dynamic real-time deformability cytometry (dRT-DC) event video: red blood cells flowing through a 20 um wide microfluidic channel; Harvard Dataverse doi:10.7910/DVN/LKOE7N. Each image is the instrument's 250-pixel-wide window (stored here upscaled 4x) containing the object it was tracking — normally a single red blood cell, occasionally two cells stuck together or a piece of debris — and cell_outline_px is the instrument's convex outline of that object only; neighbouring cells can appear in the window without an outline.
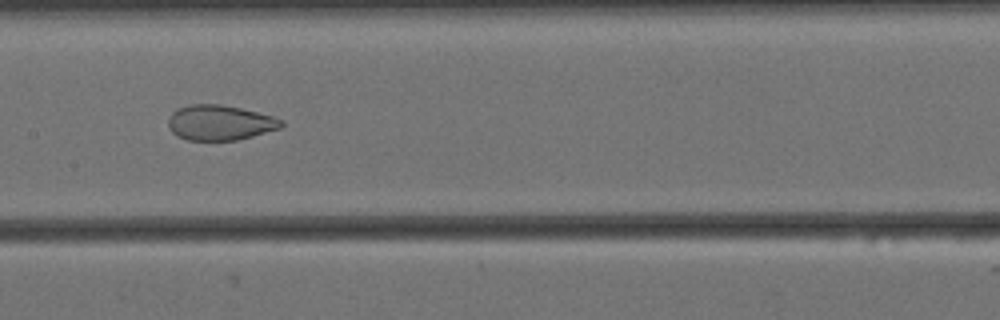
{"species": "Egyptian fruit bat (a non-hibernating species)", "species_latin": "Rousettus aegyptiacus", "temperature_condition": "cold", "stored_images_in_passage": 57, "camera_frame_rate_fps": 3000, "um_per_image_px": 0.085, "animal": {"sex": "female"}, "frame": {"image": 1, "passage_image": 27, "time_ms": 8.667, "image_size_px": [1000, 320], "cell_outline_px": [[284, 124], [280, 128], [252, 136], [236, 140], [188, 140], [176, 136], [168, 128], [168, 120], [172, 112], [176, 108], [192, 104], [220, 104], [240, 108], [272, 116], [284, 120]], "centroid_in_image_um": [18.66, 10.42], "position_along_channel_um": 188.7, "area_um2": 23.18}}
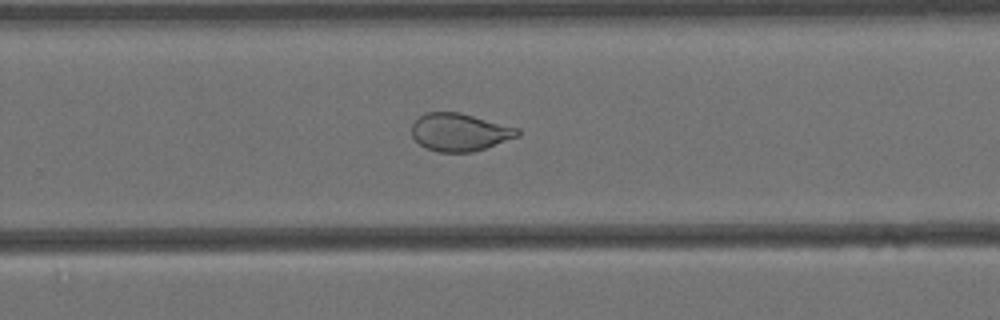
{"frame": {"image": 2, "passage_image": 36, "time_ms": 11.667, "image_size_px": [1000, 320], "cell_outline_px": [[520, 136], [472, 152], [436, 152], [420, 144], [412, 136], [412, 124], [424, 112], [460, 112], [520, 128]], "centroid_in_image_um": [39.09, 11.22], "position_along_channel_um": 290.7, "area_um2": 23.29}}
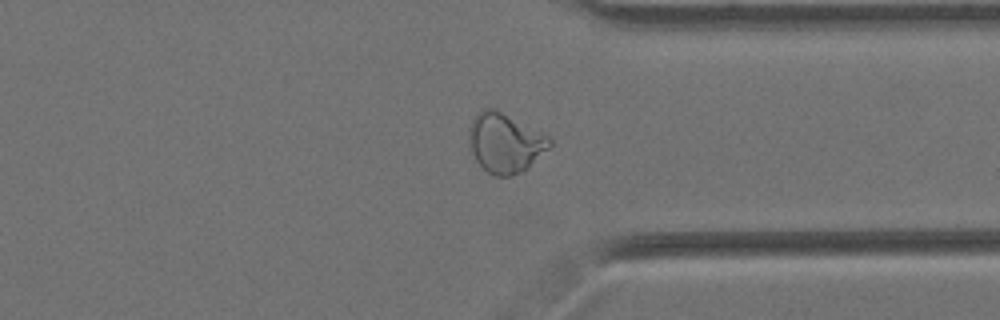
{"frame": {"image": 3, "passage_image": 43, "time_ms": 14.0, "image_size_px": [1000, 320], "cell_outline_px": [[552, 144], [548, 148], [520, 172], [512, 176], [496, 176], [488, 172], [476, 160], [472, 152], [468, 140], [468, 128], [472, 120], [484, 108], [496, 108], [548, 136], [552, 140]], "centroid_in_image_um": [42.89, 12.12], "position_along_channel_um": 368.5, "area_um2": 27.51}, "authors_computed_cell_mechanics": {"area_um2": 28.8422, "velocity_mm_per_s": 3.4259, "shape_relaxation_time_tau1_ms": null, "shape_relaxation_time_tau2_ms": 1.2889, "deformation_change_tau1": null, "deformation_change_tau2": 0.0718}}